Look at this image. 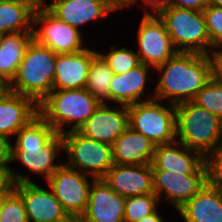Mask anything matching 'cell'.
I'll use <instances>...</instances> for the list:
<instances>
[{
	"mask_svg": "<svg viewBox=\"0 0 222 222\" xmlns=\"http://www.w3.org/2000/svg\"><path fill=\"white\" fill-rule=\"evenodd\" d=\"M113 74V71L108 67L106 61L97 52L92 57L85 88L100 103L109 102V89Z\"/></svg>",
	"mask_w": 222,
	"mask_h": 222,
	"instance_id": "obj_26",
	"label": "cell"
},
{
	"mask_svg": "<svg viewBox=\"0 0 222 222\" xmlns=\"http://www.w3.org/2000/svg\"><path fill=\"white\" fill-rule=\"evenodd\" d=\"M9 90L8 84L0 78V98Z\"/></svg>",
	"mask_w": 222,
	"mask_h": 222,
	"instance_id": "obj_41",
	"label": "cell"
},
{
	"mask_svg": "<svg viewBox=\"0 0 222 222\" xmlns=\"http://www.w3.org/2000/svg\"><path fill=\"white\" fill-rule=\"evenodd\" d=\"M56 57L50 48L32 40L8 84L9 91L31 97L39 104L52 91Z\"/></svg>",
	"mask_w": 222,
	"mask_h": 222,
	"instance_id": "obj_4",
	"label": "cell"
},
{
	"mask_svg": "<svg viewBox=\"0 0 222 222\" xmlns=\"http://www.w3.org/2000/svg\"><path fill=\"white\" fill-rule=\"evenodd\" d=\"M33 9L19 0H0V35L13 32H32Z\"/></svg>",
	"mask_w": 222,
	"mask_h": 222,
	"instance_id": "obj_25",
	"label": "cell"
},
{
	"mask_svg": "<svg viewBox=\"0 0 222 222\" xmlns=\"http://www.w3.org/2000/svg\"><path fill=\"white\" fill-rule=\"evenodd\" d=\"M138 222H164V220L156 209L152 214L143 217Z\"/></svg>",
	"mask_w": 222,
	"mask_h": 222,
	"instance_id": "obj_39",
	"label": "cell"
},
{
	"mask_svg": "<svg viewBox=\"0 0 222 222\" xmlns=\"http://www.w3.org/2000/svg\"><path fill=\"white\" fill-rule=\"evenodd\" d=\"M0 163L8 162V143L0 137Z\"/></svg>",
	"mask_w": 222,
	"mask_h": 222,
	"instance_id": "obj_38",
	"label": "cell"
},
{
	"mask_svg": "<svg viewBox=\"0 0 222 222\" xmlns=\"http://www.w3.org/2000/svg\"><path fill=\"white\" fill-rule=\"evenodd\" d=\"M147 8L149 7L154 13L157 14L161 9L168 7L171 0H142ZM138 3V0H131V6Z\"/></svg>",
	"mask_w": 222,
	"mask_h": 222,
	"instance_id": "obj_36",
	"label": "cell"
},
{
	"mask_svg": "<svg viewBox=\"0 0 222 222\" xmlns=\"http://www.w3.org/2000/svg\"><path fill=\"white\" fill-rule=\"evenodd\" d=\"M13 189L22 197L28 222H63L69 216L51 189L35 182H20Z\"/></svg>",
	"mask_w": 222,
	"mask_h": 222,
	"instance_id": "obj_12",
	"label": "cell"
},
{
	"mask_svg": "<svg viewBox=\"0 0 222 222\" xmlns=\"http://www.w3.org/2000/svg\"><path fill=\"white\" fill-rule=\"evenodd\" d=\"M88 175L63 163L47 180L49 189L69 217H80L87 206L90 186Z\"/></svg>",
	"mask_w": 222,
	"mask_h": 222,
	"instance_id": "obj_11",
	"label": "cell"
},
{
	"mask_svg": "<svg viewBox=\"0 0 222 222\" xmlns=\"http://www.w3.org/2000/svg\"><path fill=\"white\" fill-rule=\"evenodd\" d=\"M157 14L178 52L207 54L211 50L203 11L169 5Z\"/></svg>",
	"mask_w": 222,
	"mask_h": 222,
	"instance_id": "obj_6",
	"label": "cell"
},
{
	"mask_svg": "<svg viewBox=\"0 0 222 222\" xmlns=\"http://www.w3.org/2000/svg\"><path fill=\"white\" fill-rule=\"evenodd\" d=\"M63 222H81L80 217H68L65 221Z\"/></svg>",
	"mask_w": 222,
	"mask_h": 222,
	"instance_id": "obj_43",
	"label": "cell"
},
{
	"mask_svg": "<svg viewBox=\"0 0 222 222\" xmlns=\"http://www.w3.org/2000/svg\"><path fill=\"white\" fill-rule=\"evenodd\" d=\"M0 222H28L22 197L14 189L4 198Z\"/></svg>",
	"mask_w": 222,
	"mask_h": 222,
	"instance_id": "obj_30",
	"label": "cell"
},
{
	"mask_svg": "<svg viewBox=\"0 0 222 222\" xmlns=\"http://www.w3.org/2000/svg\"><path fill=\"white\" fill-rule=\"evenodd\" d=\"M203 13L211 50L222 48V8L208 4Z\"/></svg>",
	"mask_w": 222,
	"mask_h": 222,
	"instance_id": "obj_31",
	"label": "cell"
},
{
	"mask_svg": "<svg viewBox=\"0 0 222 222\" xmlns=\"http://www.w3.org/2000/svg\"><path fill=\"white\" fill-rule=\"evenodd\" d=\"M104 5H106L112 12L117 10H122L128 8L131 5V0H100Z\"/></svg>",
	"mask_w": 222,
	"mask_h": 222,
	"instance_id": "obj_37",
	"label": "cell"
},
{
	"mask_svg": "<svg viewBox=\"0 0 222 222\" xmlns=\"http://www.w3.org/2000/svg\"><path fill=\"white\" fill-rule=\"evenodd\" d=\"M159 202L155 193L125 198L124 222H138L143 217L152 214Z\"/></svg>",
	"mask_w": 222,
	"mask_h": 222,
	"instance_id": "obj_27",
	"label": "cell"
},
{
	"mask_svg": "<svg viewBox=\"0 0 222 222\" xmlns=\"http://www.w3.org/2000/svg\"><path fill=\"white\" fill-rule=\"evenodd\" d=\"M33 40L32 32H13L0 35V78L9 84Z\"/></svg>",
	"mask_w": 222,
	"mask_h": 222,
	"instance_id": "obj_24",
	"label": "cell"
},
{
	"mask_svg": "<svg viewBox=\"0 0 222 222\" xmlns=\"http://www.w3.org/2000/svg\"><path fill=\"white\" fill-rule=\"evenodd\" d=\"M111 48L112 49L109 50L108 53H98L103 57L114 74L125 73L141 64L136 51L130 50L126 47L115 48L114 45Z\"/></svg>",
	"mask_w": 222,
	"mask_h": 222,
	"instance_id": "obj_28",
	"label": "cell"
},
{
	"mask_svg": "<svg viewBox=\"0 0 222 222\" xmlns=\"http://www.w3.org/2000/svg\"><path fill=\"white\" fill-rule=\"evenodd\" d=\"M192 101L222 120V84L210 78Z\"/></svg>",
	"mask_w": 222,
	"mask_h": 222,
	"instance_id": "obj_29",
	"label": "cell"
},
{
	"mask_svg": "<svg viewBox=\"0 0 222 222\" xmlns=\"http://www.w3.org/2000/svg\"><path fill=\"white\" fill-rule=\"evenodd\" d=\"M210 61L211 79L222 84V48L207 53Z\"/></svg>",
	"mask_w": 222,
	"mask_h": 222,
	"instance_id": "obj_34",
	"label": "cell"
},
{
	"mask_svg": "<svg viewBox=\"0 0 222 222\" xmlns=\"http://www.w3.org/2000/svg\"><path fill=\"white\" fill-rule=\"evenodd\" d=\"M150 67L141 63L125 73L113 74L109 89V102L130 106L141 101L154 99V93L143 99L146 92L147 71L150 70Z\"/></svg>",
	"mask_w": 222,
	"mask_h": 222,
	"instance_id": "obj_20",
	"label": "cell"
},
{
	"mask_svg": "<svg viewBox=\"0 0 222 222\" xmlns=\"http://www.w3.org/2000/svg\"><path fill=\"white\" fill-rule=\"evenodd\" d=\"M96 53L87 47L76 53L57 54L52 90L85 88L90 63Z\"/></svg>",
	"mask_w": 222,
	"mask_h": 222,
	"instance_id": "obj_19",
	"label": "cell"
},
{
	"mask_svg": "<svg viewBox=\"0 0 222 222\" xmlns=\"http://www.w3.org/2000/svg\"><path fill=\"white\" fill-rule=\"evenodd\" d=\"M100 104L86 88L52 90L38 104V114L62 135L78 131ZM66 123L72 125L68 130Z\"/></svg>",
	"mask_w": 222,
	"mask_h": 222,
	"instance_id": "obj_3",
	"label": "cell"
},
{
	"mask_svg": "<svg viewBox=\"0 0 222 222\" xmlns=\"http://www.w3.org/2000/svg\"><path fill=\"white\" fill-rule=\"evenodd\" d=\"M19 1L28 3L35 10L47 8L49 4L46 2L47 0H19Z\"/></svg>",
	"mask_w": 222,
	"mask_h": 222,
	"instance_id": "obj_40",
	"label": "cell"
},
{
	"mask_svg": "<svg viewBox=\"0 0 222 222\" xmlns=\"http://www.w3.org/2000/svg\"><path fill=\"white\" fill-rule=\"evenodd\" d=\"M177 211L184 222H222V188L206 183Z\"/></svg>",
	"mask_w": 222,
	"mask_h": 222,
	"instance_id": "obj_21",
	"label": "cell"
},
{
	"mask_svg": "<svg viewBox=\"0 0 222 222\" xmlns=\"http://www.w3.org/2000/svg\"><path fill=\"white\" fill-rule=\"evenodd\" d=\"M155 147L144 135L128 127L112 145L113 162L118 165L152 163Z\"/></svg>",
	"mask_w": 222,
	"mask_h": 222,
	"instance_id": "obj_22",
	"label": "cell"
},
{
	"mask_svg": "<svg viewBox=\"0 0 222 222\" xmlns=\"http://www.w3.org/2000/svg\"><path fill=\"white\" fill-rule=\"evenodd\" d=\"M32 25L33 40L56 54L76 53L87 48L81 31L58 19L47 8L34 11Z\"/></svg>",
	"mask_w": 222,
	"mask_h": 222,
	"instance_id": "obj_9",
	"label": "cell"
},
{
	"mask_svg": "<svg viewBox=\"0 0 222 222\" xmlns=\"http://www.w3.org/2000/svg\"><path fill=\"white\" fill-rule=\"evenodd\" d=\"M29 177L15 172L9 167V163H0V193H9L14 184L32 182Z\"/></svg>",
	"mask_w": 222,
	"mask_h": 222,
	"instance_id": "obj_33",
	"label": "cell"
},
{
	"mask_svg": "<svg viewBox=\"0 0 222 222\" xmlns=\"http://www.w3.org/2000/svg\"><path fill=\"white\" fill-rule=\"evenodd\" d=\"M176 140L206 156L222 142V120L195 104L185 101L175 105Z\"/></svg>",
	"mask_w": 222,
	"mask_h": 222,
	"instance_id": "obj_5",
	"label": "cell"
},
{
	"mask_svg": "<svg viewBox=\"0 0 222 222\" xmlns=\"http://www.w3.org/2000/svg\"><path fill=\"white\" fill-rule=\"evenodd\" d=\"M170 5L178 8L203 11L208 5V0H171Z\"/></svg>",
	"mask_w": 222,
	"mask_h": 222,
	"instance_id": "obj_35",
	"label": "cell"
},
{
	"mask_svg": "<svg viewBox=\"0 0 222 222\" xmlns=\"http://www.w3.org/2000/svg\"><path fill=\"white\" fill-rule=\"evenodd\" d=\"M108 105L101 103L78 132L87 138L113 145L129 127V112L128 106L112 108Z\"/></svg>",
	"mask_w": 222,
	"mask_h": 222,
	"instance_id": "obj_13",
	"label": "cell"
},
{
	"mask_svg": "<svg viewBox=\"0 0 222 222\" xmlns=\"http://www.w3.org/2000/svg\"><path fill=\"white\" fill-rule=\"evenodd\" d=\"M68 167L88 175L91 179H102L113 166L112 145L83 136L78 131L62 134Z\"/></svg>",
	"mask_w": 222,
	"mask_h": 222,
	"instance_id": "obj_8",
	"label": "cell"
},
{
	"mask_svg": "<svg viewBox=\"0 0 222 222\" xmlns=\"http://www.w3.org/2000/svg\"><path fill=\"white\" fill-rule=\"evenodd\" d=\"M207 183L222 186V142L205 156Z\"/></svg>",
	"mask_w": 222,
	"mask_h": 222,
	"instance_id": "obj_32",
	"label": "cell"
},
{
	"mask_svg": "<svg viewBox=\"0 0 222 222\" xmlns=\"http://www.w3.org/2000/svg\"><path fill=\"white\" fill-rule=\"evenodd\" d=\"M155 70L161 73L155 86L154 98L177 105L192 101L211 78L207 54L178 52Z\"/></svg>",
	"mask_w": 222,
	"mask_h": 222,
	"instance_id": "obj_2",
	"label": "cell"
},
{
	"mask_svg": "<svg viewBox=\"0 0 222 222\" xmlns=\"http://www.w3.org/2000/svg\"><path fill=\"white\" fill-rule=\"evenodd\" d=\"M38 115V104L28 96L7 91L0 98V137L11 143V136Z\"/></svg>",
	"mask_w": 222,
	"mask_h": 222,
	"instance_id": "obj_18",
	"label": "cell"
},
{
	"mask_svg": "<svg viewBox=\"0 0 222 222\" xmlns=\"http://www.w3.org/2000/svg\"><path fill=\"white\" fill-rule=\"evenodd\" d=\"M208 4L222 8V0H208Z\"/></svg>",
	"mask_w": 222,
	"mask_h": 222,
	"instance_id": "obj_42",
	"label": "cell"
},
{
	"mask_svg": "<svg viewBox=\"0 0 222 222\" xmlns=\"http://www.w3.org/2000/svg\"><path fill=\"white\" fill-rule=\"evenodd\" d=\"M153 190L162 198L163 194L176 211L198 193L207 183V173L180 175L170 171L152 170Z\"/></svg>",
	"mask_w": 222,
	"mask_h": 222,
	"instance_id": "obj_14",
	"label": "cell"
},
{
	"mask_svg": "<svg viewBox=\"0 0 222 222\" xmlns=\"http://www.w3.org/2000/svg\"><path fill=\"white\" fill-rule=\"evenodd\" d=\"M47 9L58 19L79 30L80 25L105 18L112 12L100 0H52Z\"/></svg>",
	"mask_w": 222,
	"mask_h": 222,
	"instance_id": "obj_23",
	"label": "cell"
},
{
	"mask_svg": "<svg viewBox=\"0 0 222 222\" xmlns=\"http://www.w3.org/2000/svg\"><path fill=\"white\" fill-rule=\"evenodd\" d=\"M8 144L9 164L19 161L29 172L43 175L45 181L64 163L54 164L64 151L63 138L38 114L16 133Z\"/></svg>",
	"mask_w": 222,
	"mask_h": 222,
	"instance_id": "obj_1",
	"label": "cell"
},
{
	"mask_svg": "<svg viewBox=\"0 0 222 222\" xmlns=\"http://www.w3.org/2000/svg\"><path fill=\"white\" fill-rule=\"evenodd\" d=\"M124 204L125 198L103 179H94L81 222H124Z\"/></svg>",
	"mask_w": 222,
	"mask_h": 222,
	"instance_id": "obj_15",
	"label": "cell"
},
{
	"mask_svg": "<svg viewBox=\"0 0 222 222\" xmlns=\"http://www.w3.org/2000/svg\"><path fill=\"white\" fill-rule=\"evenodd\" d=\"M124 198L154 193L152 163L113 166L102 178Z\"/></svg>",
	"mask_w": 222,
	"mask_h": 222,
	"instance_id": "obj_17",
	"label": "cell"
},
{
	"mask_svg": "<svg viewBox=\"0 0 222 222\" xmlns=\"http://www.w3.org/2000/svg\"><path fill=\"white\" fill-rule=\"evenodd\" d=\"M151 99L128 106L129 127L148 138L155 146L176 141V111L174 104L161 105Z\"/></svg>",
	"mask_w": 222,
	"mask_h": 222,
	"instance_id": "obj_7",
	"label": "cell"
},
{
	"mask_svg": "<svg viewBox=\"0 0 222 222\" xmlns=\"http://www.w3.org/2000/svg\"><path fill=\"white\" fill-rule=\"evenodd\" d=\"M138 27L137 44L141 63L157 68L168 59L175 56L178 51L172 43L165 23L158 14H150L145 8Z\"/></svg>",
	"mask_w": 222,
	"mask_h": 222,
	"instance_id": "obj_10",
	"label": "cell"
},
{
	"mask_svg": "<svg viewBox=\"0 0 222 222\" xmlns=\"http://www.w3.org/2000/svg\"><path fill=\"white\" fill-rule=\"evenodd\" d=\"M8 193H0V210H1V207H2V204H3V201H4V198L5 196L7 195Z\"/></svg>",
	"mask_w": 222,
	"mask_h": 222,
	"instance_id": "obj_44",
	"label": "cell"
},
{
	"mask_svg": "<svg viewBox=\"0 0 222 222\" xmlns=\"http://www.w3.org/2000/svg\"><path fill=\"white\" fill-rule=\"evenodd\" d=\"M152 170L170 171L180 175L207 173L205 156L177 140L155 147Z\"/></svg>",
	"mask_w": 222,
	"mask_h": 222,
	"instance_id": "obj_16",
	"label": "cell"
}]
</instances>
